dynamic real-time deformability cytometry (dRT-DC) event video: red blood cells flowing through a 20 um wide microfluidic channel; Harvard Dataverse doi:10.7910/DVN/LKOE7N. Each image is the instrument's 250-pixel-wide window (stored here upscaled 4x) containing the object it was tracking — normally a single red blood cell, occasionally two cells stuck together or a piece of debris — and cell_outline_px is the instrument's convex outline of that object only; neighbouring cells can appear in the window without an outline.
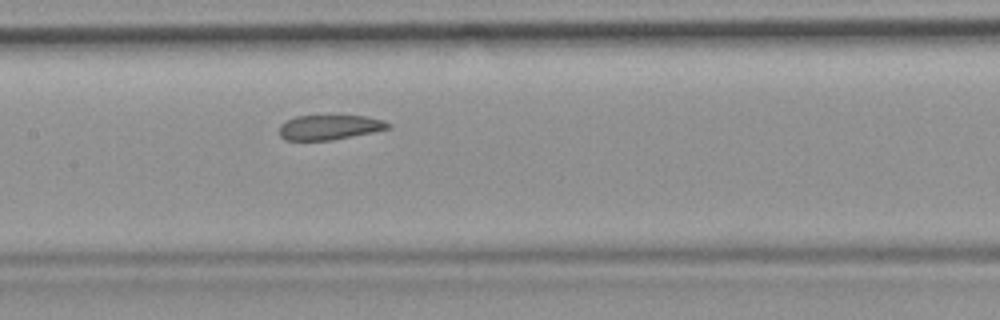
{"species": "common noctule bat (a hibernating species)", "species_latin": "Nyctalus noctula", "temperature_condition": "room temperature", "stored_images_in_passage": 46, "camera_frame_rate_fps": 3000, "um_per_image_px": 0.085, "animal": {"sex": "female", "body_mass_g": 19.9}, "frame": {"image": 1, "passage_image": 20, "time_ms": 6.333, "image_size_px": [1000, 320], "cell_outline_px": [[392, 128], [332, 140], [284, 140], [280, 136], [280, 124], [296, 116], [368, 116], [384, 120], [392, 124]], "centroid_in_image_um": [28.05, 10.82], "position_along_channel_um": 179.4, "area_um2": 15.72}, "authors_computed_cell_mechanics": {"area_um2": 17.7157, "velocity_mm_per_s": 3.8892, "shape_relaxation_time_tau1_ms": null, "shape_relaxation_time_tau2_ms": 1.8536, "deformation_change_tau1": null, "deformation_change_tau2": 0.0908}}